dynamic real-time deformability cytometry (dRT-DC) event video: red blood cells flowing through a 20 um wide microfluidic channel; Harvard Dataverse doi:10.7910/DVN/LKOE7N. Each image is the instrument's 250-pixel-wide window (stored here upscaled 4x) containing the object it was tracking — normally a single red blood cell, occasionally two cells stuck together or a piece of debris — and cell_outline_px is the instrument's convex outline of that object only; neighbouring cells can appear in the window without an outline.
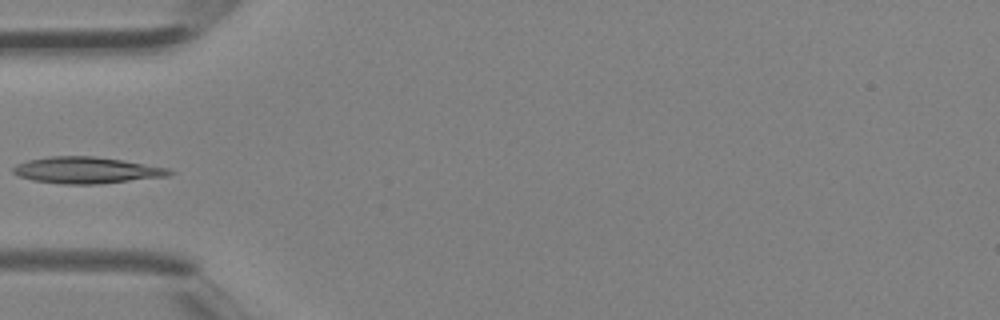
{"species": "Egyptian fruit bat (a non-hibernating species)", "species_latin": "Rousettus aegyptiacus", "temperature_condition": "room temperature", "stored_images_in_passage": 4, "camera_frame_rate_fps": 3000, "um_per_image_px": 0.085, "animal": {"sex": "female"}, "frame": {"image": 1, "passage_image": 4, "time_ms": 1.0, "image_size_px": [1000, 320], "cell_outline_px": [[176, 172], [168, 176], [100, 184], [60, 184], [32, 180], [20, 176], [12, 172], [12, 168], [16, 164], [28, 160], [52, 156], [92, 156], [120, 160], [168, 168]], "centroid_in_image_um": [7.34, 14.47], "position_along_channel_um": 77.7, "area_um2": 23.99}}